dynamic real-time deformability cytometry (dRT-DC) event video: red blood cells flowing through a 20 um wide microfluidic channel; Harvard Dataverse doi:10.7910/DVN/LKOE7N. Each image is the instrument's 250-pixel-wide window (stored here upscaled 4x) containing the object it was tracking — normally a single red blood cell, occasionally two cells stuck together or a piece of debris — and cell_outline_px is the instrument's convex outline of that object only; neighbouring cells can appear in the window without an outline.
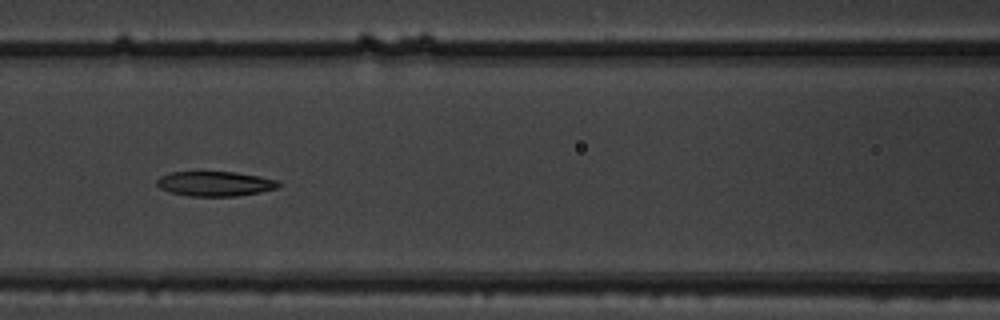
{"species": "common noctule bat (a hibernating species)", "species_latin": "Nyctalus noctula", "temperature_condition": "warm", "stored_images_in_passage": 8, "camera_frame_rate_fps": 3000, "um_per_image_px": 0.085, "animal": {"sex": "male", "body_mass_g": 19.5, "forearm_length_mm": 54.6}, "frame": {"image": 1, "passage_image": 6, "time_ms": 1.667, "image_size_px": [1000, 320], "cell_outline_px": [[280, 184], [276, 188], [260, 192], [236, 196], [188, 196], [168, 192], [160, 188], [156, 184], [156, 180], [160, 176], [172, 172], [232, 172], [260, 176], [276, 180]], "centroid_in_image_um": [18.23, 15.62], "position_along_channel_um": 148.4, "area_um2": 17.51}}
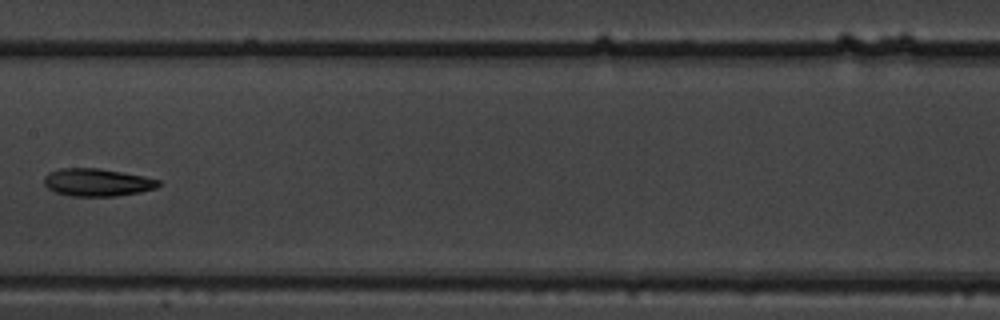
{"frame": {"image": 2, "passage_image": 7, "time_ms": 2.0, "image_size_px": [1000, 320], "cell_outline_px": [[160, 184], [156, 188], [140, 192], [116, 196], [72, 196], [56, 192], [48, 188], [44, 184], [44, 176], [48, 172], [60, 168], [100, 168], [144, 176], [160, 180]], "centroid_in_image_um": [8.25, 15.49], "position_along_channel_um": 199.1, "area_um2": 18.5}}
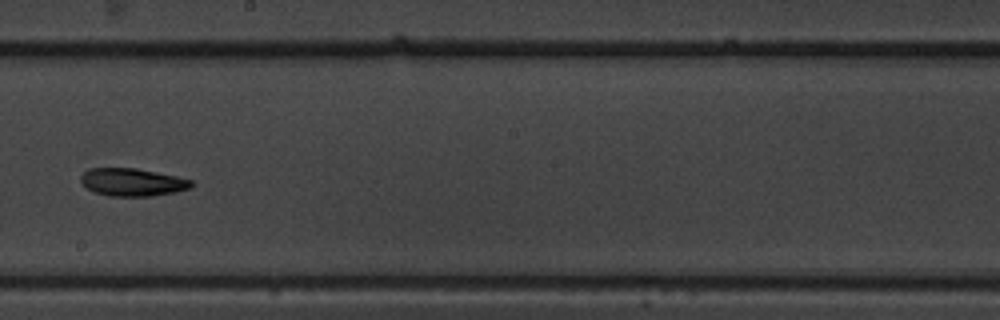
{"frame": {"image": 3, "passage_image": 8, "time_ms": 2.333, "image_size_px": [1000, 320], "cell_outline_px": [[192, 184], [188, 188], [176, 192], [152, 196], [108, 196], [92, 192], [80, 180], [80, 176], [88, 168], [136, 168], [176, 176], [192, 180]], "centroid_in_image_um": [11.22, 15.49], "position_along_channel_um": 237.0, "area_um2": 17.86}}